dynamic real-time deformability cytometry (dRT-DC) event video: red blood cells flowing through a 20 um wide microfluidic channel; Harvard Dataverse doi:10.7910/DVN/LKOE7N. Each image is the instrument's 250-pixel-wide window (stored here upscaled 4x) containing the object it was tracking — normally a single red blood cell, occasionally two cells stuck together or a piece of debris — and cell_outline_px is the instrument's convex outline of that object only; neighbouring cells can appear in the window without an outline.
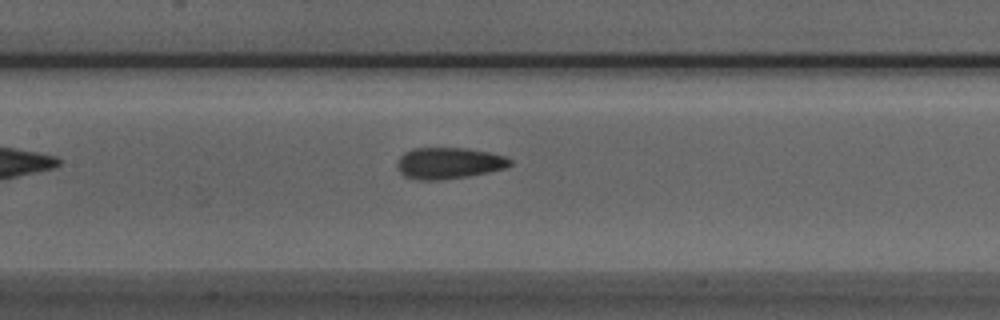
{"species": "Egyptian fruit bat (a non-hibernating species)", "species_latin": "Rousettus aegyptiacus", "temperature_condition": "room temperature", "stored_images_in_passage": 20, "camera_frame_rate_fps": 3000, "um_per_image_px": 0.085, "animal": {"sex": "male"}, "frame": {"image": 1, "passage_image": 8, "time_ms": 2.333, "image_size_px": [1000, 320], "cell_outline_px": [[512, 164], [504, 168], [488, 172], [468, 176], [436, 180], [420, 180], [404, 176], [400, 172], [400, 156], [404, 152], [412, 148], [468, 148], [488, 152], [504, 156], [512, 160]], "centroid_in_image_um": [38.17, 13.86], "position_along_channel_um": 169.2, "area_um2": 20.35}}
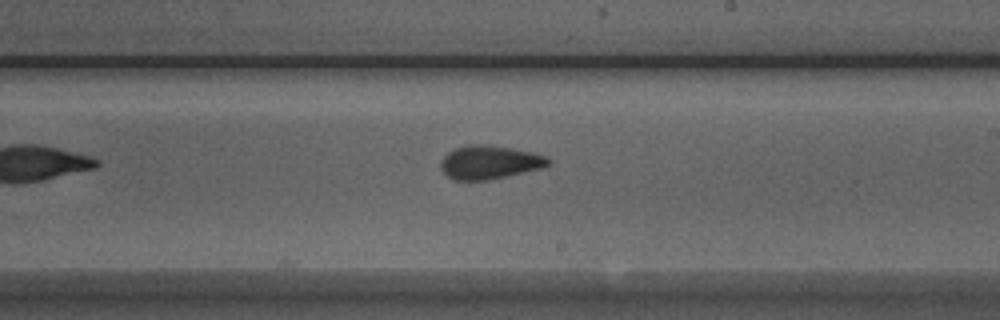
{"frame": {"image": 2, "passage_image": 14, "time_ms": 4.333, "image_size_px": [1000, 320], "cell_outline_px": [[552, 164], [544, 168], [484, 180], [456, 180], [448, 176], [440, 168], [440, 164], [444, 156], [448, 152], [456, 148], [468, 144], [484, 144], [512, 148], [532, 152], [544, 156], [552, 160]], "centroid_in_image_um": [41.63, 13.78], "position_along_channel_um": 247.4, "area_um2": 20.92}}
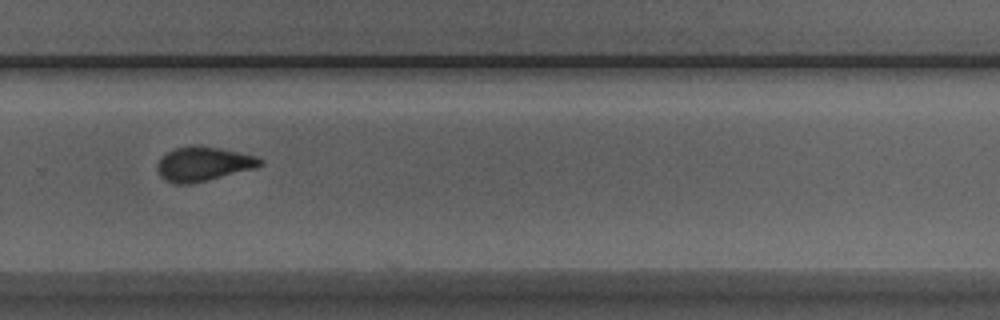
{"frame": {"image": 3, "passage_image": 19, "time_ms": 6.0, "image_size_px": [1000, 320], "cell_outline_px": [[264, 164], [252, 168], [208, 180], [188, 184], [172, 184], [164, 180], [160, 176], [156, 168], [160, 160], [168, 152], [176, 148], [192, 144], [196, 144], [220, 148], [240, 152], [256, 156], [264, 160]], "centroid_in_image_um": [17.27, 13.92], "position_along_channel_um": 312.5, "area_um2": 20.52}}